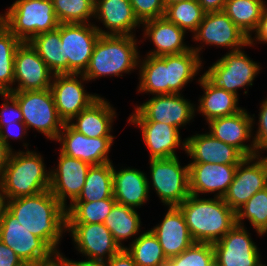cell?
<instances>
[{
    "label": "cell",
    "mask_w": 267,
    "mask_h": 266,
    "mask_svg": "<svg viewBox=\"0 0 267 266\" xmlns=\"http://www.w3.org/2000/svg\"><path fill=\"white\" fill-rule=\"evenodd\" d=\"M144 56L142 60L139 57L138 62L137 92L152 96L182 94L204 66L203 60L192 49L180 54Z\"/></svg>",
    "instance_id": "cell-1"
},
{
    "label": "cell",
    "mask_w": 267,
    "mask_h": 266,
    "mask_svg": "<svg viewBox=\"0 0 267 266\" xmlns=\"http://www.w3.org/2000/svg\"><path fill=\"white\" fill-rule=\"evenodd\" d=\"M8 210L33 235L42 239L55 253L67 233L66 208L50 192L8 200Z\"/></svg>",
    "instance_id": "cell-2"
},
{
    "label": "cell",
    "mask_w": 267,
    "mask_h": 266,
    "mask_svg": "<svg viewBox=\"0 0 267 266\" xmlns=\"http://www.w3.org/2000/svg\"><path fill=\"white\" fill-rule=\"evenodd\" d=\"M200 197L190 194L177 207L193 241L213 244L236 224V212L221 197Z\"/></svg>",
    "instance_id": "cell-3"
},
{
    "label": "cell",
    "mask_w": 267,
    "mask_h": 266,
    "mask_svg": "<svg viewBox=\"0 0 267 266\" xmlns=\"http://www.w3.org/2000/svg\"><path fill=\"white\" fill-rule=\"evenodd\" d=\"M140 42L132 35H100L84 77L89 82L101 77H122L138 70L142 57L138 49Z\"/></svg>",
    "instance_id": "cell-4"
},
{
    "label": "cell",
    "mask_w": 267,
    "mask_h": 266,
    "mask_svg": "<svg viewBox=\"0 0 267 266\" xmlns=\"http://www.w3.org/2000/svg\"><path fill=\"white\" fill-rule=\"evenodd\" d=\"M13 151L0 179L3 194L8 200L32 196L50 189V167L46 168L40 152L28 148Z\"/></svg>",
    "instance_id": "cell-5"
},
{
    "label": "cell",
    "mask_w": 267,
    "mask_h": 266,
    "mask_svg": "<svg viewBox=\"0 0 267 266\" xmlns=\"http://www.w3.org/2000/svg\"><path fill=\"white\" fill-rule=\"evenodd\" d=\"M4 13V25L21 41L58 28L52 0H14Z\"/></svg>",
    "instance_id": "cell-6"
},
{
    "label": "cell",
    "mask_w": 267,
    "mask_h": 266,
    "mask_svg": "<svg viewBox=\"0 0 267 266\" xmlns=\"http://www.w3.org/2000/svg\"><path fill=\"white\" fill-rule=\"evenodd\" d=\"M9 93L18 101L27 130L33 128L51 141L58 139L65 123L58 115L50 88Z\"/></svg>",
    "instance_id": "cell-7"
},
{
    "label": "cell",
    "mask_w": 267,
    "mask_h": 266,
    "mask_svg": "<svg viewBox=\"0 0 267 266\" xmlns=\"http://www.w3.org/2000/svg\"><path fill=\"white\" fill-rule=\"evenodd\" d=\"M149 165V191L152 187L164 207L178 206L190 195L189 166H182L179 157L150 159Z\"/></svg>",
    "instance_id": "cell-8"
},
{
    "label": "cell",
    "mask_w": 267,
    "mask_h": 266,
    "mask_svg": "<svg viewBox=\"0 0 267 266\" xmlns=\"http://www.w3.org/2000/svg\"><path fill=\"white\" fill-rule=\"evenodd\" d=\"M259 62L249 57L244 48L226 52L220 59L214 62L204 74L218 87L234 93L239 97V89H245L244 94L249 91L246 87L253 86V81L260 74Z\"/></svg>",
    "instance_id": "cell-9"
},
{
    "label": "cell",
    "mask_w": 267,
    "mask_h": 266,
    "mask_svg": "<svg viewBox=\"0 0 267 266\" xmlns=\"http://www.w3.org/2000/svg\"><path fill=\"white\" fill-rule=\"evenodd\" d=\"M94 23L60 24L63 74H83L88 68L95 43L100 37Z\"/></svg>",
    "instance_id": "cell-10"
},
{
    "label": "cell",
    "mask_w": 267,
    "mask_h": 266,
    "mask_svg": "<svg viewBox=\"0 0 267 266\" xmlns=\"http://www.w3.org/2000/svg\"><path fill=\"white\" fill-rule=\"evenodd\" d=\"M183 94L154 95L142 104L135 105L127 121L164 122L179 130L196 116L195 104Z\"/></svg>",
    "instance_id": "cell-11"
},
{
    "label": "cell",
    "mask_w": 267,
    "mask_h": 266,
    "mask_svg": "<svg viewBox=\"0 0 267 266\" xmlns=\"http://www.w3.org/2000/svg\"><path fill=\"white\" fill-rule=\"evenodd\" d=\"M192 36V41L200 43L197 46L191 45V49L200 56L201 60L203 59L201 51L204 49V45L229 48L228 52L249 46V37L234 24L224 11L205 13L202 22Z\"/></svg>",
    "instance_id": "cell-12"
},
{
    "label": "cell",
    "mask_w": 267,
    "mask_h": 266,
    "mask_svg": "<svg viewBox=\"0 0 267 266\" xmlns=\"http://www.w3.org/2000/svg\"><path fill=\"white\" fill-rule=\"evenodd\" d=\"M246 225L235 224L212 244L215 266H264L261 252Z\"/></svg>",
    "instance_id": "cell-13"
},
{
    "label": "cell",
    "mask_w": 267,
    "mask_h": 266,
    "mask_svg": "<svg viewBox=\"0 0 267 266\" xmlns=\"http://www.w3.org/2000/svg\"><path fill=\"white\" fill-rule=\"evenodd\" d=\"M267 187V156L245 157L238 165L233 182L223 200L235 212L251 196Z\"/></svg>",
    "instance_id": "cell-14"
},
{
    "label": "cell",
    "mask_w": 267,
    "mask_h": 266,
    "mask_svg": "<svg viewBox=\"0 0 267 266\" xmlns=\"http://www.w3.org/2000/svg\"><path fill=\"white\" fill-rule=\"evenodd\" d=\"M83 74H55L51 83V91L59 117L68 123L73 117L89 107L100 95L88 93Z\"/></svg>",
    "instance_id": "cell-15"
},
{
    "label": "cell",
    "mask_w": 267,
    "mask_h": 266,
    "mask_svg": "<svg viewBox=\"0 0 267 266\" xmlns=\"http://www.w3.org/2000/svg\"><path fill=\"white\" fill-rule=\"evenodd\" d=\"M75 250L89 260L108 261L122 249L104 223H67Z\"/></svg>",
    "instance_id": "cell-16"
},
{
    "label": "cell",
    "mask_w": 267,
    "mask_h": 266,
    "mask_svg": "<svg viewBox=\"0 0 267 266\" xmlns=\"http://www.w3.org/2000/svg\"><path fill=\"white\" fill-rule=\"evenodd\" d=\"M57 166L50 169V192L67 208L80 195L91 165L59 150ZM69 204H68V200ZM68 204V205H67Z\"/></svg>",
    "instance_id": "cell-17"
},
{
    "label": "cell",
    "mask_w": 267,
    "mask_h": 266,
    "mask_svg": "<svg viewBox=\"0 0 267 266\" xmlns=\"http://www.w3.org/2000/svg\"><path fill=\"white\" fill-rule=\"evenodd\" d=\"M54 73L29 42L15 52L13 91L45 90L51 87Z\"/></svg>",
    "instance_id": "cell-18"
},
{
    "label": "cell",
    "mask_w": 267,
    "mask_h": 266,
    "mask_svg": "<svg viewBox=\"0 0 267 266\" xmlns=\"http://www.w3.org/2000/svg\"><path fill=\"white\" fill-rule=\"evenodd\" d=\"M115 137H87L74 130L65 123L57 143H60V151L67 156L79 159L92 165H101L113 162L109 153Z\"/></svg>",
    "instance_id": "cell-19"
},
{
    "label": "cell",
    "mask_w": 267,
    "mask_h": 266,
    "mask_svg": "<svg viewBox=\"0 0 267 266\" xmlns=\"http://www.w3.org/2000/svg\"><path fill=\"white\" fill-rule=\"evenodd\" d=\"M0 240L22 261L38 263L49 259L55 253L42 239L24 228L8 209L0 225Z\"/></svg>",
    "instance_id": "cell-20"
},
{
    "label": "cell",
    "mask_w": 267,
    "mask_h": 266,
    "mask_svg": "<svg viewBox=\"0 0 267 266\" xmlns=\"http://www.w3.org/2000/svg\"><path fill=\"white\" fill-rule=\"evenodd\" d=\"M252 123V115L247 109L243 108L234 115L216 118L207 122L208 133L216 139L233 146L244 157H252L256 155Z\"/></svg>",
    "instance_id": "cell-21"
},
{
    "label": "cell",
    "mask_w": 267,
    "mask_h": 266,
    "mask_svg": "<svg viewBox=\"0 0 267 266\" xmlns=\"http://www.w3.org/2000/svg\"><path fill=\"white\" fill-rule=\"evenodd\" d=\"M93 19L101 22L104 27L94 24L100 35L136 36L135 31L142 24L129 0H95Z\"/></svg>",
    "instance_id": "cell-22"
},
{
    "label": "cell",
    "mask_w": 267,
    "mask_h": 266,
    "mask_svg": "<svg viewBox=\"0 0 267 266\" xmlns=\"http://www.w3.org/2000/svg\"><path fill=\"white\" fill-rule=\"evenodd\" d=\"M238 164L188 163L190 194L221 197L233 182Z\"/></svg>",
    "instance_id": "cell-23"
},
{
    "label": "cell",
    "mask_w": 267,
    "mask_h": 266,
    "mask_svg": "<svg viewBox=\"0 0 267 266\" xmlns=\"http://www.w3.org/2000/svg\"><path fill=\"white\" fill-rule=\"evenodd\" d=\"M140 128L142 141L149 151V159L178 157L176 149L185 151L186 141H182L178 128L156 121H127Z\"/></svg>",
    "instance_id": "cell-24"
},
{
    "label": "cell",
    "mask_w": 267,
    "mask_h": 266,
    "mask_svg": "<svg viewBox=\"0 0 267 266\" xmlns=\"http://www.w3.org/2000/svg\"><path fill=\"white\" fill-rule=\"evenodd\" d=\"M190 163L239 164L245 157L233 146L205 132L185 138Z\"/></svg>",
    "instance_id": "cell-25"
},
{
    "label": "cell",
    "mask_w": 267,
    "mask_h": 266,
    "mask_svg": "<svg viewBox=\"0 0 267 266\" xmlns=\"http://www.w3.org/2000/svg\"><path fill=\"white\" fill-rule=\"evenodd\" d=\"M143 38H148L155 48L147 52L150 56H163L180 54L191 49L186 44V32L176 24L168 21L165 17L151 19L141 24Z\"/></svg>",
    "instance_id": "cell-26"
},
{
    "label": "cell",
    "mask_w": 267,
    "mask_h": 266,
    "mask_svg": "<svg viewBox=\"0 0 267 266\" xmlns=\"http://www.w3.org/2000/svg\"><path fill=\"white\" fill-rule=\"evenodd\" d=\"M163 217V220L150 230L158 238L165 256L169 259L180 255L194 241L189 233L184 215L177 206H169Z\"/></svg>",
    "instance_id": "cell-27"
},
{
    "label": "cell",
    "mask_w": 267,
    "mask_h": 266,
    "mask_svg": "<svg viewBox=\"0 0 267 266\" xmlns=\"http://www.w3.org/2000/svg\"><path fill=\"white\" fill-rule=\"evenodd\" d=\"M113 165V197L117 203L137 209L147 203L150 195L148 175L137 168Z\"/></svg>",
    "instance_id": "cell-28"
},
{
    "label": "cell",
    "mask_w": 267,
    "mask_h": 266,
    "mask_svg": "<svg viewBox=\"0 0 267 266\" xmlns=\"http://www.w3.org/2000/svg\"><path fill=\"white\" fill-rule=\"evenodd\" d=\"M115 109L109 100L100 96L68 124L87 137H116L112 135L113 122L117 118Z\"/></svg>",
    "instance_id": "cell-29"
},
{
    "label": "cell",
    "mask_w": 267,
    "mask_h": 266,
    "mask_svg": "<svg viewBox=\"0 0 267 266\" xmlns=\"http://www.w3.org/2000/svg\"><path fill=\"white\" fill-rule=\"evenodd\" d=\"M198 85L203 89L195 113L205 117L206 123L224 116H231L243 109L239 107V97L214 84L204 73L198 77Z\"/></svg>",
    "instance_id": "cell-30"
},
{
    "label": "cell",
    "mask_w": 267,
    "mask_h": 266,
    "mask_svg": "<svg viewBox=\"0 0 267 266\" xmlns=\"http://www.w3.org/2000/svg\"><path fill=\"white\" fill-rule=\"evenodd\" d=\"M141 223L140 215L136 209L116 202L107 215L104 225L110 230L119 247L126 249L128 246H124V241L132 238L130 239L131 244L140 232H143L140 231Z\"/></svg>",
    "instance_id": "cell-31"
},
{
    "label": "cell",
    "mask_w": 267,
    "mask_h": 266,
    "mask_svg": "<svg viewBox=\"0 0 267 266\" xmlns=\"http://www.w3.org/2000/svg\"><path fill=\"white\" fill-rule=\"evenodd\" d=\"M113 196V163L92 165L85 184L74 202H94Z\"/></svg>",
    "instance_id": "cell-32"
},
{
    "label": "cell",
    "mask_w": 267,
    "mask_h": 266,
    "mask_svg": "<svg viewBox=\"0 0 267 266\" xmlns=\"http://www.w3.org/2000/svg\"><path fill=\"white\" fill-rule=\"evenodd\" d=\"M266 4L265 0H227L223 11L250 37L258 26Z\"/></svg>",
    "instance_id": "cell-33"
},
{
    "label": "cell",
    "mask_w": 267,
    "mask_h": 266,
    "mask_svg": "<svg viewBox=\"0 0 267 266\" xmlns=\"http://www.w3.org/2000/svg\"><path fill=\"white\" fill-rule=\"evenodd\" d=\"M126 251L132 256L137 266H164L168 258L165 256L158 238L151 230L142 232Z\"/></svg>",
    "instance_id": "cell-34"
},
{
    "label": "cell",
    "mask_w": 267,
    "mask_h": 266,
    "mask_svg": "<svg viewBox=\"0 0 267 266\" xmlns=\"http://www.w3.org/2000/svg\"><path fill=\"white\" fill-rule=\"evenodd\" d=\"M22 42L4 25L0 29V92L13 91L15 52Z\"/></svg>",
    "instance_id": "cell-35"
},
{
    "label": "cell",
    "mask_w": 267,
    "mask_h": 266,
    "mask_svg": "<svg viewBox=\"0 0 267 266\" xmlns=\"http://www.w3.org/2000/svg\"><path fill=\"white\" fill-rule=\"evenodd\" d=\"M245 219L258 236L267 234V187L251 196L236 211V224L245 226Z\"/></svg>",
    "instance_id": "cell-36"
},
{
    "label": "cell",
    "mask_w": 267,
    "mask_h": 266,
    "mask_svg": "<svg viewBox=\"0 0 267 266\" xmlns=\"http://www.w3.org/2000/svg\"><path fill=\"white\" fill-rule=\"evenodd\" d=\"M54 74H63V52L58 28L35 36L30 42Z\"/></svg>",
    "instance_id": "cell-37"
},
{
    "label": "cell",
    "mask_w": 267,
    "mask_h": 266,
    "mask_svg": "<svg viewBox=\"0 0 267 266\" xmlns=\"http://www.w3.org/2000/svg\"><path fill=\"white\" fill-rule=\"evenodd\" d=\"M115 203L113 196L94 202H73L66 208L67 223H104Z\"/></svg>",
    "instance_id": "cell-38"
},
{
    "label": "cell",
    "mask_w": 267,
    "mask_h": 266,
    "mask_svg": "<svg viewBox=\"0 0 267 266\" xmlns=\"http://www.w3.org/2000/svg\"><path fill=\"white\" fill-rule=\"evenodd\" d=\"M205 13L198 0H186L166 5L164 17L186 33L190 31L193 34L202 22Z\"/></svg>",
    "instance_id": "cell-39"
},
{
    "label": "cell",
    "mask_w": 267,
    "mask_h": 266,
    "mask_svg": "<svg viewBox=\"0 0 267 266\" xmlns=\"http://www.w3.org/2000/svg\"><path fill=\"white\" fill-rule=\"evenodd\" d=\"M55 15L62 23H92L95 0H52Z\"/></svg>",
    "instance_id": "cell-40"
},
{
    "label": "cell",
    "mask_w": 267,
    "mask_h": 266,
    "mask_svg": "<svg viewBox=\"0 0 267 266\" xmlns=\"http://www.w3.org/2000/svg\"><path fill=\"white\" fill-rule=\"evenodd\" d=\"M168 266H215L212 243L194 242L180 255L171 257Z\"/></svg>",
    "instance_id": "cell-41"
},
{
    "label": "cell",
    "mask_w": 267,
    "mask_h": 266,
    "mask_svg": "<svg viewBox=\"0 0 267 266\" xmlns=\"http://www.w3.org/2000/svg\"><path fill=\"white\" fill-rule=\"evenodd\" d=\"M137 19L143 23L147 20L164 17V0H129Z\"/></svg>",
    "instance_id": "cell-42"
},
{
    "label": "cell",
    "mask_w": 267,
    "mask_h": 266,
    "mask_svg": "<svg viewBox=\"0 0 267 266\" xmlns=\"http://www.w3.org/2000/svg\"><path fill=\"white\" fill-rule=\"evenodd\" d=\"M260 109L258 110V122L255 118V114H252V119H253V139H254V144L256 148V155L263 154L262 151H267V98H264V100L261 101L260 103ZM257 125L258 127H254V125ZM256 129V131L254 130ZM255 132V134H254Z\"/></svg>",
    "instance_id": "cell-43"
},
{
    "label": "cell",
    "mask_w": 267,
    "mask_h": 266,
    "mask_svg": "<svg viewBox=\"0 0 267 266\" xmlns=\"http://www.w3.org/2000/svg\"><path fill=\"white\" fill-rule=\"evenodd\" d=\"M0 96L4 100L0 109V129L7 124L23 121L18 101L9 92L1 93Z\"/></svg>",
    "instance_id": "cell-44"
},
{
    "label": "cell",
    "mask_w": 267,
    "mask_h": 266,
    "mask_svg": "<svg viewBox=\"0 0 267 266\" xmlns=\"http://www.w3.org/2000/svg\"><path fill=\"white\" fill-rule=\"evenodd\" d=\"M26 125L23 123V121L15 122L14 124H7L3 126L0 129V139L12 150L14 149L11 146L10 139H15L19 141H24L22 140L23 138L28 135Z\"/></svg>",
    "instance_id": "cell-45"
},
{
    "label": "cell",
    "mask_w": 267,
    "mask_h": 266,
    "mask_svg": "<svg viewBox=\"0 0 267 266\" xmlns=\"http://www.w3.org/2000/svg\"><path fill=\"white\" fill-rule=\"evenodd\" d=\"M254 34V36H253ZM267 44V4L265 5L256 30L249 37V47L257 44Z\"/></svg>",
    "instance_id": "cell-46"
},
{
    "label": "cell",
    "mask_w": 267,
    "mask_h": 266,
    "mask_svg": "<svg viewBox=\"0 0 267 266\" xmlns=\"http://www.w3.org/2000/svg\"><path fill=\"white\" fill-rule=\"evenodd\" d=\"M22 259L0 240V266H17Z\"/></svg>",
    "instance_id": "cell-47"
},
{
    "label": "cell",
    "mask_w": 267,
    "mask_h": 266,
    "mask_svg": "<svg viewBox=\"0 0 267 266\" xmlns=\"http://www.w3.org/2000/svg\"><path fill=\"white\" fill-rule=\"evenodd\" d=\"M106 264L107 266H137L126 249H122L116 255L112 256L108 261H106Z\"/></svg>",
    "instance_id": "cell-48"
},
{
    "label": "cell",
    "mask_w": 267,
    "mask_h": 266,
    "mask_svg": "<svg viewBox=\"0 0 267 266\" xmlns=\"http://www.w3.org/2000/svg\"><path fill=\"white\" fill-rule=\"evenodd\" d=\"M36 266H68V259L63 253H54L49 259L36 263Z\"/></svg>",
    "instance_id": "cell-49"
},
{
    "label": "cell",
    "mask_w": 267,
    "mask_h": 266,
    "mask_svg": "<svg viewBox=\"0 0 267 266\" xmlns=\"http://www.w3.org/2000/svg\"><path fill=\"white\" fill-rule=\"evenodd\" d=\"M227 0H198L203 10L208 12H220L224 10Z\"/></svg>",
    "instance_id": "cell-50"
},
{
    "label": "cell",
    "mask_w": 267,
    "mask_h": 266,
    "mask_svg": "<svg viewBox=\"0 0 267 266\" xmlns=\"http://www.w3.org/2000/svg\"><path fill=\"white\" fill-rule=\"evenodd\" d=\"M12 152L13 151L0 139V179Z\"/></svg>",
    "instance_id": "cell-51"
},
{
    "label": "cell",
    "mask_w": 267,
    "mask_h": 266,
    "mask_svg": "<svg viewBox=\"0 0 267 266\" xmlns=\"http://www.w3.org/2000/svg\"><path fill=\"white\" fill-rule=\"evenodd\" d=\"M68 266H107L105 261L89 260L85 259L81 261H75L68 258Z\"/></svg>",
    "instance_id": "cell-52"
},
{
    "label": "cell",
    "mask_w": 267,
    "mask_h": 266,
    "mask_svg": "<svg viewBox=\"0 0 267 266\" xmlns=\"http://www.w3.org/2000/svg\"><path fill=\"white\" fill-rule=\"evenodd\" d=\"M7 209H8V199L3 194L1 186H0V225L2 223V220L4 218V214H5Z\"/></svg>",
    "instance_id": "cell-53"
},
{
    "label": "cell",
    "mask_w": 267,
    "mask_h": 266,
    "mask_svg": "<svg viewBox=\"0 0 267 266\" xmlns=\"http://www.w3.org/2000/svg\"><path fill=\"white\" fill-rule=\"evenodd\" d=\"M17 266H36V263L30 262V261H22L19 265Z\"/></svg>",
    "instance_id": "cell-54"
},
{
    "label": "cell",
    "mask_w": 267,
    "mask_h": 266,
    "mask_svg": "<svg viewBox=\"0 0 267 266\" xmlns=\"http://www.w3.org/2000/svg\"><path fill=\"white\" fill-rule=\"evenodd\" d=\"M181 1H186V0H164V4L166 6V5H169V4H172V3L181 2Z\"/></svg>",
    "instance_id": "cell-55"
},
{
    "label": "cell",
    "mask_w": 267,
    "mask_h": 266,
    "mask_svg": "<svg viewBox=\"0 0 267 266\" xmlns=\"http://www.w3.org/2000/svg\"><path fill=\"white\" fill-rule=\"evenodd\" d=\"M4 26V14H0V29Z\"/></svg>",
    "instance_id": "cell-56"
}]
</instances>
